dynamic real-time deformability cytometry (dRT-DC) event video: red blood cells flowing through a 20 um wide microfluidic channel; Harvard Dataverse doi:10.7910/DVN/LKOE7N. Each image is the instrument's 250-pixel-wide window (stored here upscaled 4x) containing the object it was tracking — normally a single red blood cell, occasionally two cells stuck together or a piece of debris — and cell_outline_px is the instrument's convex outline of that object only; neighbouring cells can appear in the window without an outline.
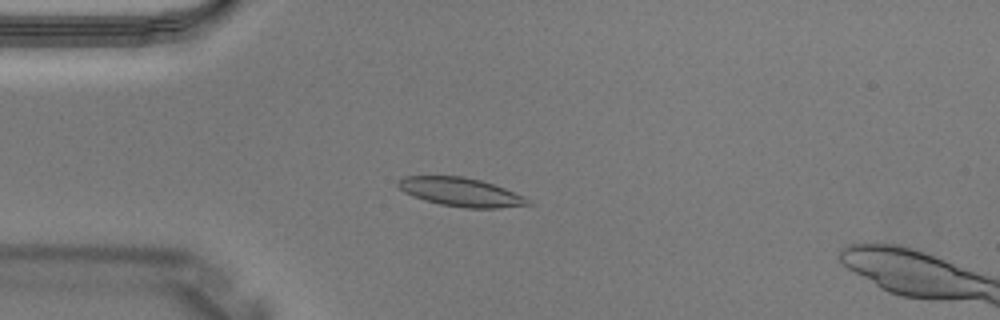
{"species": "Egyptian fruit bat (a non-hibernating species)", "species_latin": "Rousettus aegyptiacus", "temperature_condition": "warm", "stored_images_in_passage": 2, "camera_frame_rate_fps": 3000, "um_per_image_px": 0.085, "animal": {"sex": "male"}, "frame": {"image": 1, "passage_image": 1, "time_ms": 0.0, "image_size_px": [1000, 320], "cell_outline_px": [[532, 204], [496, 208], [464, 208], [440, 204], [412, 196], [404, 192], [396, 184], [396, 180], [404, 176], [464, 176], [480, 180], [504, 188], [524, 196]], "centroid_in_image_um": [39.12, 16.32], "position_along_channel_um": 45.9, "area_um2": 21.56}}